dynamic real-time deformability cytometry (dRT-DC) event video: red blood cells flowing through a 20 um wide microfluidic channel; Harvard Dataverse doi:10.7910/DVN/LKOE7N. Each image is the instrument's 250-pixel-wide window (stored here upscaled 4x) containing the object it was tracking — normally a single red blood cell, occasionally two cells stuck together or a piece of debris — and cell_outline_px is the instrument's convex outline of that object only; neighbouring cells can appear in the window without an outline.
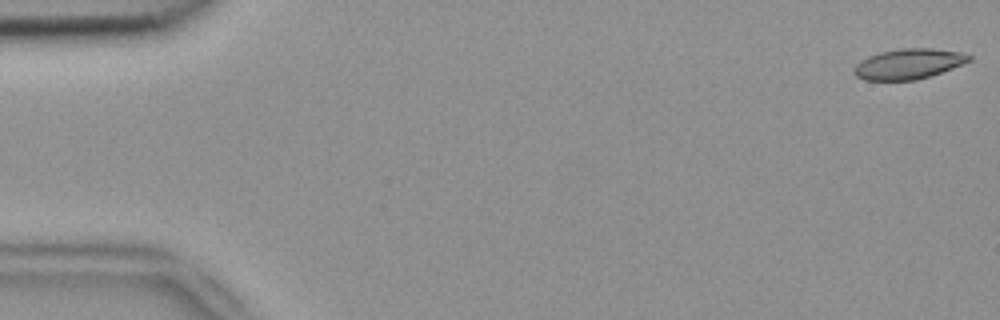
{"species": "common noctule bat (a hibernating species)", "species_latin": "Nyctalus noctula", "temperature_condition": "room temperature", "stored_images_in_passage": 7, "camera_frame_rate_fps": 3000, "um_per_image_px": 0.085, "animal": {"sex": "female", "body_mass_g": 18.4}, "frame": {"image": 1, "passage_image": 1, "time_ms": 0.0, "image_size_px": [1000, 320], "cell_outline_px": [[972, 60], [952, 68], [916, 80], [864, 80], [856, 76], [852, 72], [856, 64], [860, 60], [868, 56], [880, 52], [904, 48], [932, 48], [960, 52], [972, 56]], "centroid_in_image_um": [77.2, 5.43], "position_along_channel_um": 7.8, "area_um2": 20.23}}